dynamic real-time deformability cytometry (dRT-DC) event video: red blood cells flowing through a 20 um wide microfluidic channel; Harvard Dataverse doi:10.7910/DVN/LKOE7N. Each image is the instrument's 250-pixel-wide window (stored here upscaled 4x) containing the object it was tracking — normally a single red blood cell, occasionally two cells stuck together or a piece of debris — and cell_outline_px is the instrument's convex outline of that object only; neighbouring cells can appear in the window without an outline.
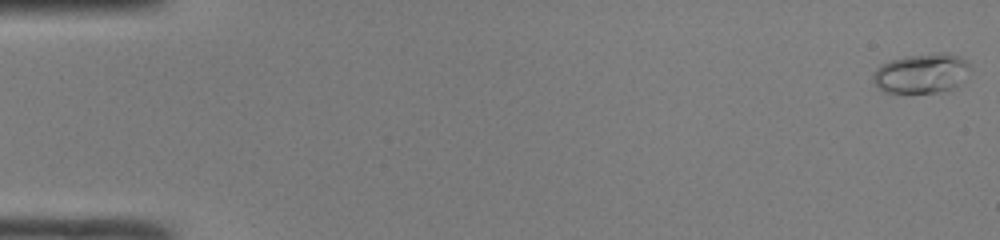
{"species": "common noctule bat (a hibernating species)", "species_latin": "Nyctalus noctula", "temperature_condition": "room temperature", "stored_images_in_passage": 49, "camera_frame_rate_fps": 3000, "um_per_image_px": 0.085, "animal": {"sex": "male", "body_mass_g": 19.0, "forearm_length_mm": 50.8}, "frame": {"image": 1, "passage_image": 1, "time_ms": 0.0, "image_size_px": [1000, 240], "cell_outline_px": [[972, 68], [952, 88], [936, 92], [884, 92], [872, 80], [872, 72], [880, 64], [892, 60], [908, 56], [940, 52], [948, 52], [960, 56]], "centroid_in_image_um": [78.29, 6.21], "position_along_channel_um": 6.7, "area_um2": 22.14}}
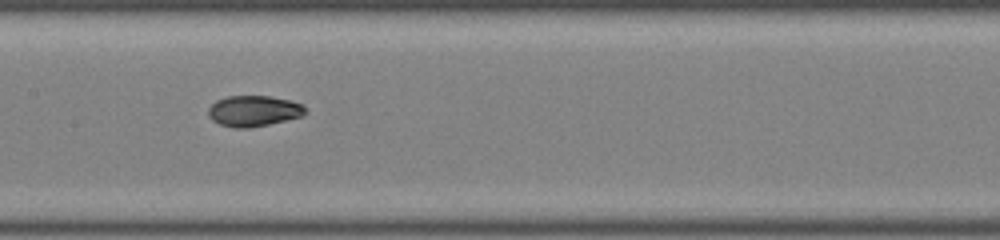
{"frame": {"image": 2, "passage_image": 25, "time_ms": 8.0, "image_size_px": [1000, 240], "cell_outline_px": [[308, 112], [304, 116], [268, 124], [248, 128], [236, 128], [220, 124], [212, 120], [208, 116], [208, 108], [216, 100], [228, 96], [268, 96], [288, 100], [300, 104]], "centroid_in_image_um": [21.54, 9.43], "position_along_channel_um": 185.9, "area_um2": 17.34}}
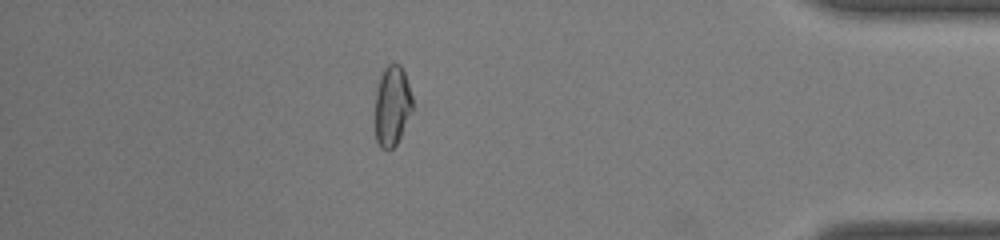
{"frame": {"image": 3, "passage_image": 43, "time_ms": 14.0, "image_size_px": [1000, 240], "cell_outline_px": [[412, 112], [396, 144], [392, 148], [380, 148], [376, 140], [376, 92], [380, 76], [384, 68], [388, 64], [400, 64], [404, 72], [412, 96]], "centroid_in_image_um": [33.33, 8.98], "position_along_channel_um": 401.9, "area_um2": 17.22}}